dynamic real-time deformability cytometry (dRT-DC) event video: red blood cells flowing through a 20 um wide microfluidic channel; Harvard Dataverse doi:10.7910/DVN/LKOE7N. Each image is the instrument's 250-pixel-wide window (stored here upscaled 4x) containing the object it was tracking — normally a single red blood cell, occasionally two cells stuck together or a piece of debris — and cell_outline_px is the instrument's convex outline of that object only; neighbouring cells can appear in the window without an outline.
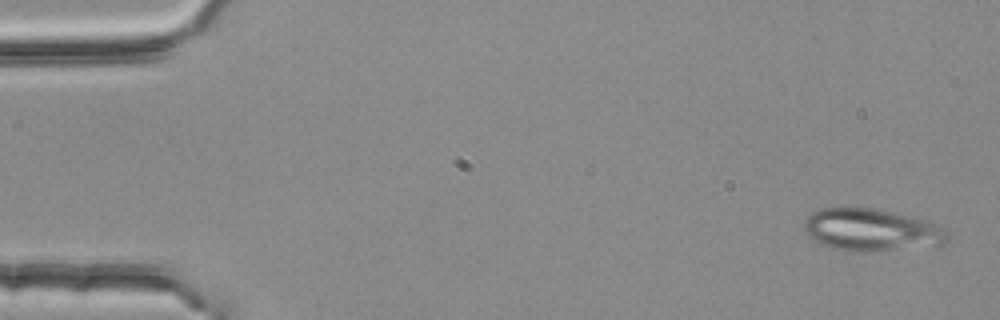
{"species": "common noctule bat (a hibernating species)", "species_latin": "Nyctalus noctula", "temperature_condition": "room temperature", "stored_images_in_passage": 3, "camera_frame_rate_fps": 3000, "um_per_image_px": 0.085, "animal": {"sex": "female", "body_mass_g": 25.1}, "frame": {"image": 1, "passage_image": 1, "time_ms": 0.0, "image_size_px": [1000, 320], "cell_outline_px": [[948, 240], [944, 244], [868, 252], [856, 252], [836, 248], [824, 244], [816, 240], [804, 228], [804, 220], [812, 212], [820, 208], [868, 208], [904, 216], [920, 220], [944, 228], [948, 232]], "centroid_in_image_um": [74.05, 19.56], "position_along_channel_um": 11.0, "area_um2": 34.16}}